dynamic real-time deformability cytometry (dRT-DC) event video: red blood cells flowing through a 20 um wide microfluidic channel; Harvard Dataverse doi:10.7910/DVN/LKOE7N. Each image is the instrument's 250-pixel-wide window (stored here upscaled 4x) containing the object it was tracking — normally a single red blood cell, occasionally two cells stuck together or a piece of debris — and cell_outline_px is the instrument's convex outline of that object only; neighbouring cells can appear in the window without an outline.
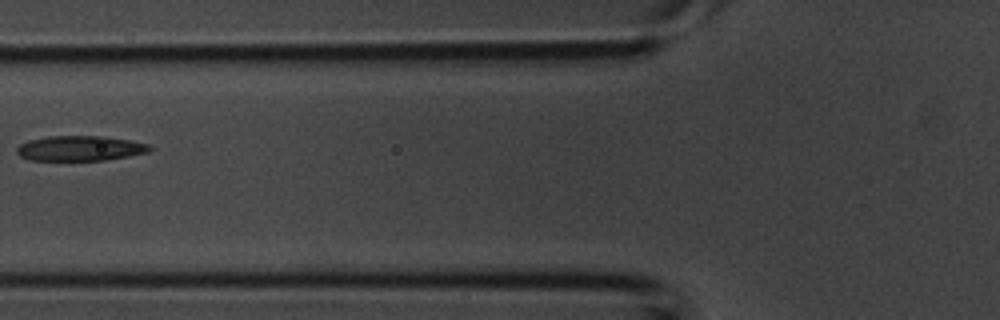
{"species": "common noctule bat (a hibernating species)", "species_latin": "Nyctalus noctula", "temperature_condition": "room temperature", "stored_images_in_passage": 2, "camera_frame_rate_fps": 3000, "um_per_image_px": 0.085, "animal": {"sex": "male", "body_mass_g": 20.1, "forearm_length_mm": 53.5}, "frame": {"image": 1, "passage_image": 2, "time_ms": 0.333, "image_size_px": [1000, 320], "cell_outline_px": [[152, 148], [148, 152], [108, 160], [28, 160], [20, 156], [16, 152], [16, 148], [20, 144], [28, 140], [48, 136], [104, 136], [128, 140], [148, 144]], "centroid_in_image_um": [6.77, 12.61], "position_along_channel_um": 119.0, "area_um2": 19.42}}